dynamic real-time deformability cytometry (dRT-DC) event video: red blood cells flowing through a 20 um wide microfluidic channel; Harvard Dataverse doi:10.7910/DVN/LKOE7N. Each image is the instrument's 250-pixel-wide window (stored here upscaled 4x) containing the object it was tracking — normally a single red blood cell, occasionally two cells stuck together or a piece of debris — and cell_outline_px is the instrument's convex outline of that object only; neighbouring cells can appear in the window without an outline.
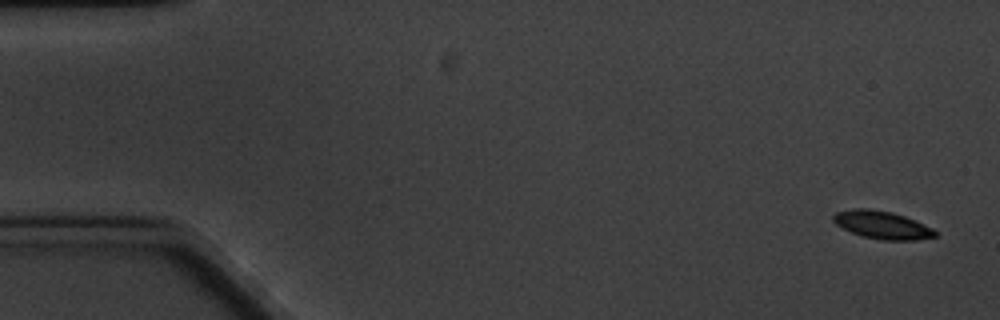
{"species": "common noctule bat (a hibernating species)", "species_latin": "Nyctalus noctula", "temperature_condition": "cold", "stored_images_in_passage": 9, "camera_frame_rate_fps": 3000, "um_per_image_px": 0.085, "animal": {"sex": "male", "body_mass_g": 20.1, "forearm_length_mm": 53.5}, "frame": {"image": 1, "passage_image": 1, "time_ms": 0.0, "image_size_px": [1000, 320], "cell_outline_px": [[936, 236], [916, 240], [884, 240], [860, 236], [836, 224], [832, 220], [832, 216], [836, 212], [856, 208], [868, 208], [892, 212], [904, 216], [932, 228], [936, 232]], "centroid_in_image_um": [74.95, 19.12], "position_along_channel_um": 10.0, "area_um2": 16.36}}
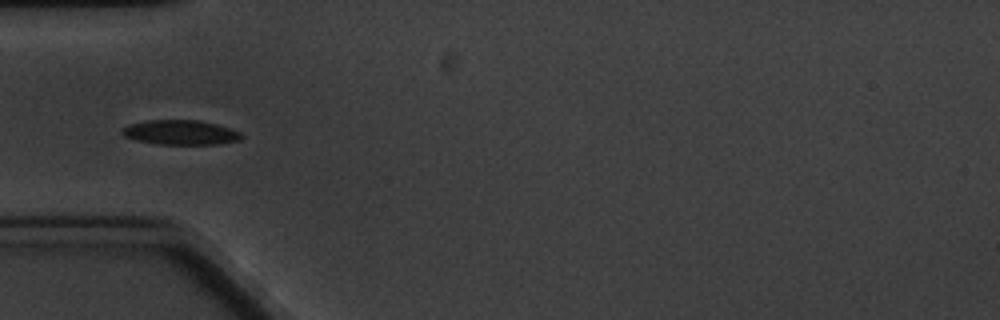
{"frame": {"image": 2, "passage_image": 6, "time_ms": 5.667, "image_size_px": [1000, 320], "cell_outline_px": [[244, 136], [240, 140], [220, 144], [156, 144], [136, 140], [124, 136], [120, 132], [120, 128], [128, 124], [148, 120], [200, 120], [216, 124], [240, 132]], "centroid_in_image_um": [15.31, 11.25], "position_along_channel_um": 69.7, "area_um2": 17.28}}
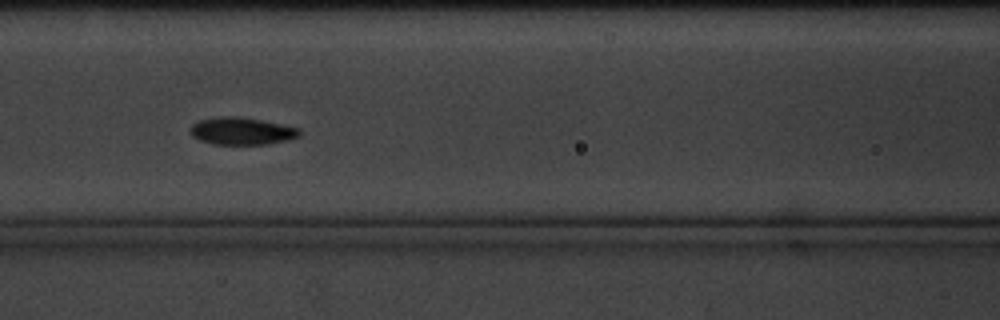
{"frame": {"image": 3, "passage_image": 8, "time_ms": 8.0, "image_size_px": [1000, 320], "cell_outline_px": [[300, 136], [288, 140], [268, 144], [212, 144], [200, 140], [192, 136], [188, 128], [192, 124], [200, 120], [220, 116], [232, 116], [260, 120], [300, 128]], "centroid_in_image_um": [20.52, 11.15], "position_along_channel_um": 146.1, "area_um2": 17.34}}